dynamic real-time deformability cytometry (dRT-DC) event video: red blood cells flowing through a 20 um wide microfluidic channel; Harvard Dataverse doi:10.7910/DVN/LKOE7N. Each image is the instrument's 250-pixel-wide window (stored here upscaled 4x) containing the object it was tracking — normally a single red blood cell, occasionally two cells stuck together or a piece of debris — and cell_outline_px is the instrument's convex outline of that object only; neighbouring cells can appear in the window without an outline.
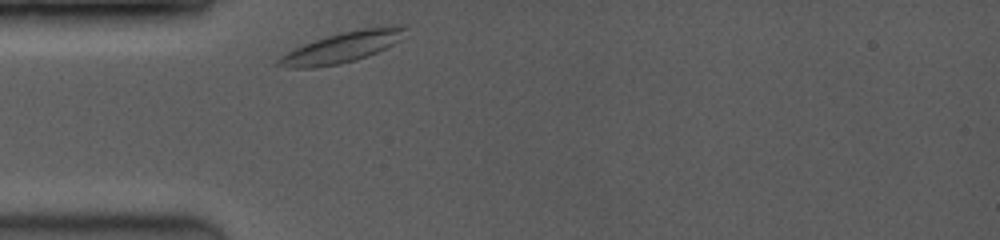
{"species": "common noctule bat (a hibernating species)", "species_latin": "Nyctalus noctula", "temperature_condition": "room temperature", "stored_images_in_passage": 19, "camera_frame_rate_fps": 3500, "um_per_image_px": 0.085, "animal": {"sex": "female", "body_mass_g": 19.0, "forearm_length_mm": 53.3}, "frame": {"image": 1, "passage_image": 1, "time_ms": 0.0, "image_size_px": [1000, 240], "cell_outline_px": [[408, 28], [400, 40], [376, 52], [356, 60], [340, 64], [316, 68], [292, 68], [276, 64], [276, 60], [280, 56], [304, 44], [340, 32], [364, 28], [396, 24], [404, 24]], "centroid_in_image_um": [29.12, 4.0], "position_along_channel_um": 55.9, "area_um2": 22.48}}
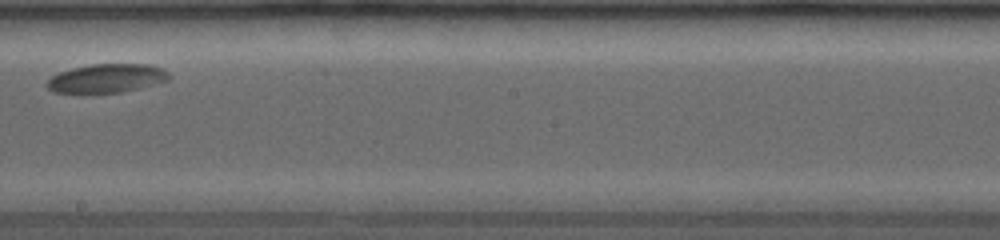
{"frame": {"image": 2, "passage_image": 10, "time_ms": 5.143, "image_size_px": [1000, 240], "cell_outline_px": [[172, 76], [168, 80], [140, 88], [120, 92], [84, 96], [80, 96], [52, 92], [44, 84], [52, 76], [60, 72], [72, 68], [92, 64], [148, 64], [164, 68]], "centroid_in_image_um": [9.01, 6.7], "position_along_channel_um": 239.2, "area_um2": 21.39}}
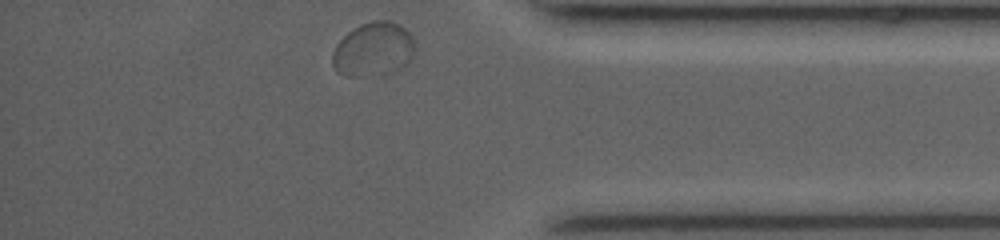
{"frame": {"image": 3, "passage_image": 18, "time_ms": 9.714, "image_size_px": [1000, 240], "cell_outline_px": [[412, 60], [408, 64], [392, 72], [364, 76], [348, 76], [336, 72], [332, 64], [332, 52], [336, 44], [348, 32], [360, 24], [372, 20], [392, 20], [400, 24], [412, 36]], "centroid_in_image_um": [31.71, 4.19], "position_along_channel_um": 403.5, "area_um2": 26.01}}